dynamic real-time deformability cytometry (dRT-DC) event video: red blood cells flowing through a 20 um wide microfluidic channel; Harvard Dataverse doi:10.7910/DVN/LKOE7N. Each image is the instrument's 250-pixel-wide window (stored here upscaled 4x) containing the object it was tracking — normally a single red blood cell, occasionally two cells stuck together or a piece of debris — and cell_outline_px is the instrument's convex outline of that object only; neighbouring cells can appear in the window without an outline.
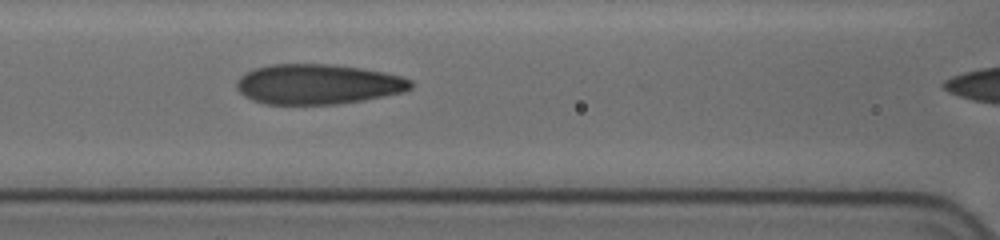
{"species": "human", "species_latin": "Homo sapiens", "temperature_condition": "cold", "stored_images_in_passage": 28, "camera_frame_rate_fps": 3000, "um_per_image_px": 0.085, "donor": {"sex": "female"}, "frame": {"image": 1, "passage_image": 22, "time_ms": 8.667, "image_size_px": [1000, 240], "cell_outline_px": [[412, 88], [400, 92], [360, 100], [336, 104], [264, 104], [252, 100], [244, 96], [236, 88], [236, 84], [240, 76], [256, 68], [272, 64], [328, 64], [360, 68], [384, 72], [400, 76], [412, 80]], "centroid_in_image_um": [26.98, 7.15], "position_along_channel_um": 139.6, "area_um2": 40.29}}
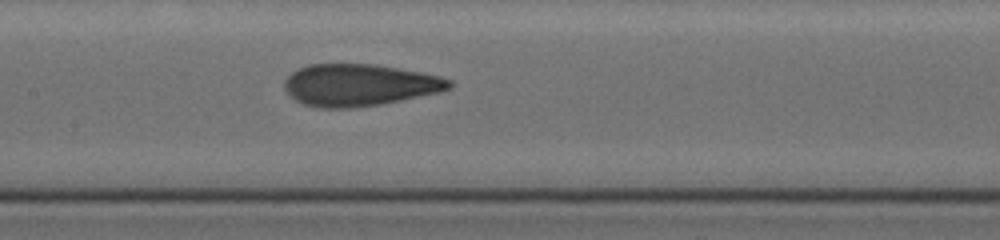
{"frame": {"image": 2, "passage_image": 24, "time_ms": 9.667, "image_size_px": [1000, 240], "cell_outline_px": [[452, 84], [448, 88], [440, 92], [380, 104], [348, 108], [324, 108], [304, 104], [296, 100], [284, 88], [284, 80], [296, 68], [308, 64], [376, 64], [420, 72], [440, 76], [452, 80]], "centroid_in_image_um": [30.52, 7.21], "position_along_channel_um": 176.9, "area_um2": 40.11}}
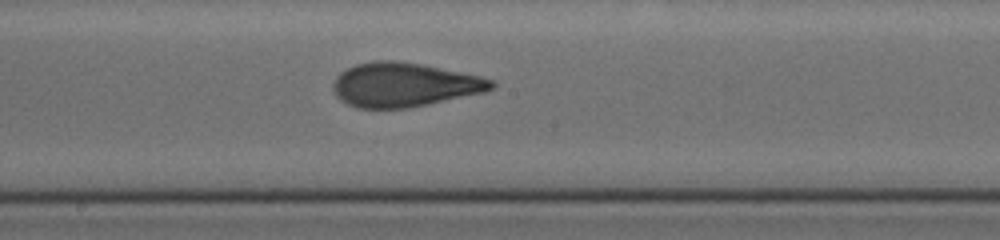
{"frame": {"image": 3, "passage_image": 27, "time_ms": 10.667, "image_size_px": [1000, 240], "cell_outline_px": [[496, 84], [492, 88], [484, 92], [404, 108], [356, 108], [348, 104], [336, 92], [332, 84], [336, 76], [340, 72], [356, 64], [380, 60], [392, 60], [420, 64], [480, 76], [492, 80]], "centroid_in_image_um": [34.34, 7.19], "position_along_channel_um": 213.9, "area_um2": 39.82}}